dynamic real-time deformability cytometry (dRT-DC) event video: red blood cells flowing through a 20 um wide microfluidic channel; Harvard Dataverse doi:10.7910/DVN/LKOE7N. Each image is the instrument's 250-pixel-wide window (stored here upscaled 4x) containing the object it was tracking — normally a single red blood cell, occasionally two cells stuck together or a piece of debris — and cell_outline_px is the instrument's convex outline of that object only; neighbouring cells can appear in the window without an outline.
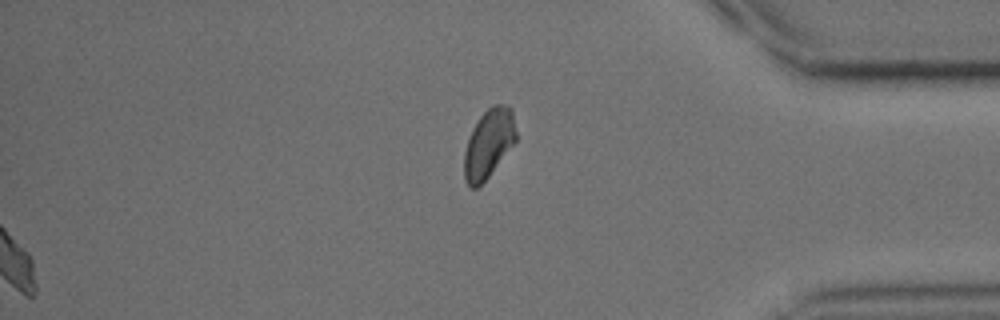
{"species": "common noctule bat (a hibernating species)", "species_latin": "Nyctalus noctula", "temperature_condition": "cold", "stored_images_in_passage": 43, "segment_of_instrument_passage": [2, 2], "camera_frame_rate_fps": 3000, "um_per_image_px": 0.085, "animal": {"sex": "male", "body_mass_g": 15.6}, "frame": {"image": 1, "passage_image": 43, "time_ms": 14.0, "image_size_px": [1000, 320], "cell_outline_px": [[516, 140], [488, 176], [476, 188], [472, 188], [464, 180], [464, 152], [472, 128], [480, 116], [492, 104], [508, 104], [512, 108], [516, 132]], "centroid_in_image_um": [41.53, 12.15], "position_along_channel_um": 393.7, "area_um2": 20.58}}